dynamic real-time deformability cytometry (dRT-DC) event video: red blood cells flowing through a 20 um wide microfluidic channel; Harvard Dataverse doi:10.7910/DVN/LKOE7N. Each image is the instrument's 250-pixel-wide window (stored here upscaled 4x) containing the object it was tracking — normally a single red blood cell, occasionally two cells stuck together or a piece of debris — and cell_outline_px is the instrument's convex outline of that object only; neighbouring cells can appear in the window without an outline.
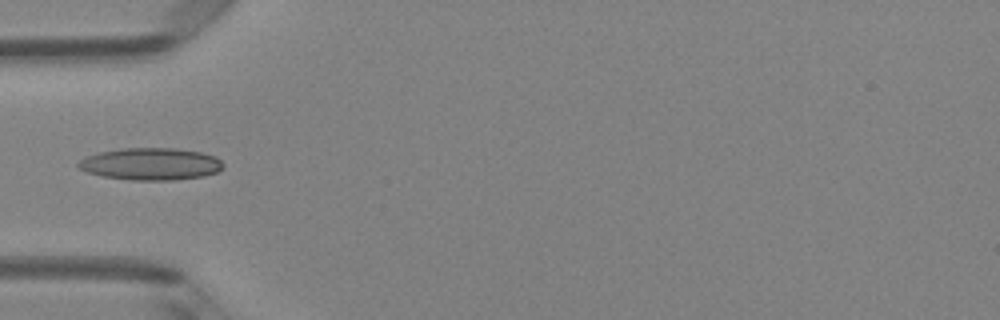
{"species": "Egyptian fruit bat (a non-hibernating species)", "species_latin": "Rousettus aegyptiacus", "temperature_condition": "room temperature", "stored_images_in_passage": 1, "camera_frame_rate_fps": 3000, "um_per_image_px": 0.085, "animal": {"sex": "female"}, "frame": {"image": 1, "passage_image": 1, "time_ms": 0.0, "image_size_px": [1000, 320], "cell_outline_px": [[224, 168], [216, 172], [204, 176], [172, 180], [132, 180], [104, 176], [88, 172], [80, 168], [76, 164], [84, 156], [100, 152], [120, 148], [176, 148], [200, 152], [216, 156], [224, 164]], "centroid_in_image_um": [12.83, 13.93], "position_along_channel_um": 72.2, "area_um2": 27.17}}